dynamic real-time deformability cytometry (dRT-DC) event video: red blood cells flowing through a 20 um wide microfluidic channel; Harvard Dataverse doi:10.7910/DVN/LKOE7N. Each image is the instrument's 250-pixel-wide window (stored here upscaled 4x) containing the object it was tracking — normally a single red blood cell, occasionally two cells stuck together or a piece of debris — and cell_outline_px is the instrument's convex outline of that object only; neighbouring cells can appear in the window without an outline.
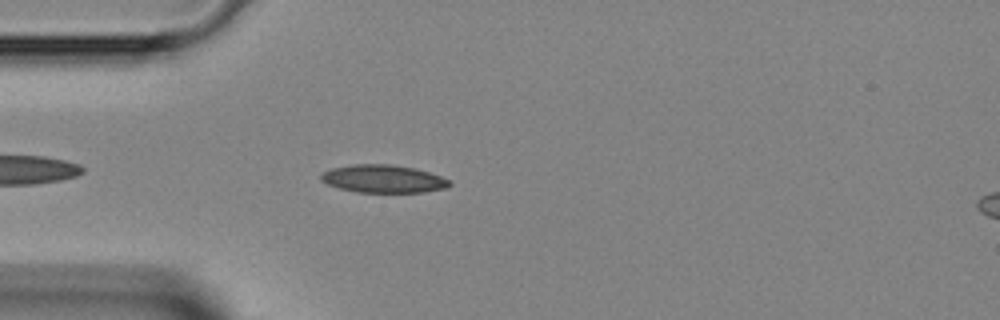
{"species": "Egyptian fruit bat (a non-hibernating species)", "species_latin": "Rousettus aegyptiacus", "temperature_condition": "room temperature", "stored_images_in_passage": 35, "camera_frame_rate_fps": 3000, "um_per_image_px": 0.085, "animal": {"sex": "female"}, "frame": {"image": 1, "passage_image": 3, "time_ms": 0.667, "image_size_px": [1000, 320], "cell_outline_px": [[452, 184], [448, 188], [424, 192], [356, 192], [340, 188], [328, 184], [320, 180], [320, 176], [324, 172], [332, 168], [352, 164], [392, 164], [416, 168], [452, 180]], "centroid_in_image_um": [32.62, 15.2], "position_along_channel_um": 52.4, "area_um2": 20.98}}
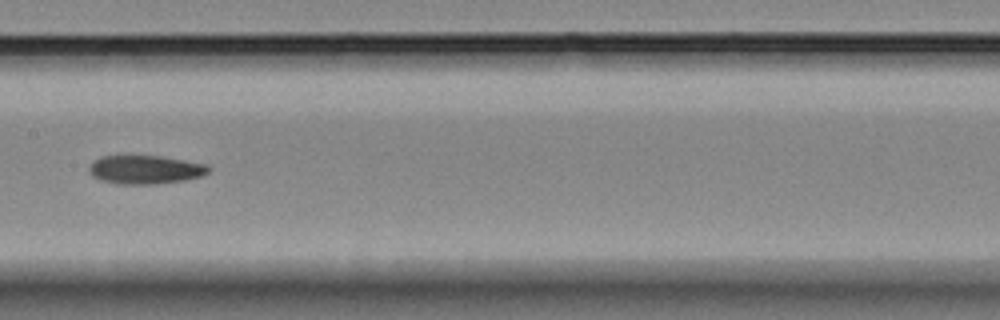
{"frame": {"image": 2, "passage_image": 13, "time_ms": 4.0, "image_size_px": [1000, 320], "cell_outline_px": [[212, 168], [208, 172], [200, 176], [184, 180], [156, 184], [116, 184], [100, 180], [92, 176], [88, 172], [88, 168], [100, 156], [160, 156], [208, 164]], "centroid_in_image_um": [12.35, 14.42], "position_along_channel_um": 195.1, "area_um2": 19.94}}
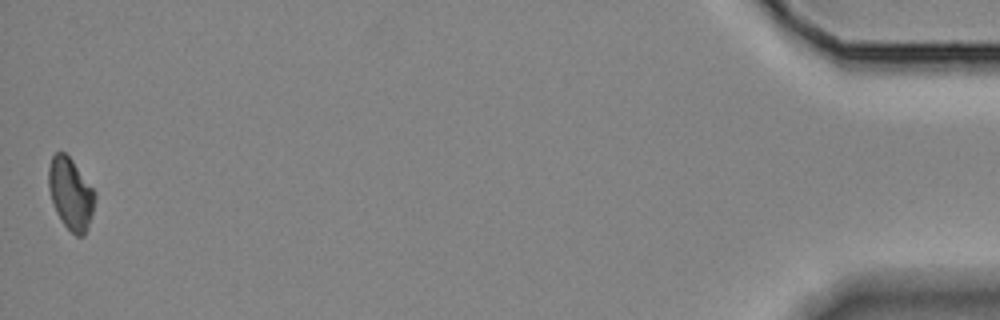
{"frame": {"image": 3, "passage_image": 35, "time_ms": 11.333, "image_size_px": [1000, 320], "cell_outline_px": [[96, 200], [88, 228], [84, 236], [76, 236], [64, 224], [56, 212], [48, 188], [48, 168], [52, 156], [56, 152], [64, 152], [72, 160], [96, 192]], "centroid_in_image_um": [6.02, 16.47], "position_along_channel_um": 429.2, "area_um2": 19.36}}